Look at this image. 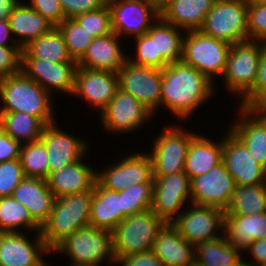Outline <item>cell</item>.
<instances>
[{
  "instance_id": "7c38bea8",
  "label": "cell",
  "mask_w": 266,
  "mask_h": 266,
  "mask_svg": "<svg viewBox=\"0 0 266 266\" xmlns=\"http://www.w3.org/2000/svg\"><path fill=\"white\" fill-rule=\"evenodd\" d=\"M190 182L184 171L165 177H154L151 209L159 218L166 223H172L183 207L185 208L186 202L192 203Z\"/></svg>"
},
{
  "instance_id": "44dd1931",
  "label": "cell",
  "mask_w": 266,
  "mask_h": 266,
  "mask_svg": "<svg viewBox=\"0 0 266 266\" xmlns=\"http://www.w3.org/2000/svg\"><path fill=\"white\" fill-rule=\"evenodd\" d=\"M77 62H48L41 59H22L21 70L41 85L49 94L52 89L73 94Z\"/></svg>"
},
{
  "instance_id": "cb8c5ba5",
  "label": "cell",
  "mask_w": 266,
  "mask_h": 266,
  "mask_svg": "<svg viewBox=\"0 0 266 266\" xmlns=\"http://www.w3.org/2000/svg\"><path fill=\"white\" fill-rule=\"evenodd\" d=\"M12 197L29 210L40 227L48 220L56 199L45 179L33 177H25L14 189Z\"/></svg>"
},
{
  "instance_id": "f35d334b",
  "label": "cell",
  "mask_w": 266,
  "mask_h": 266,
  "mask_svg": "<svg viewBox=\"0 0 266 266\" xmlns=\"http://www.w3.org/2000/svg\"><path fill=\"white\" fill-rule=\"evenodd\" d=\"M73 61L78 62L94 39L75 18H66L58 26Z\"/></svg>"
},
{
  "instance_id": "6f0895ef",
  "label": "cell",
  "mask_w": 266,
  "mask_h": 266,
  "mask_svg": "<svg viewBox=\"0 0 266 266\" xmlns=\"http://www.w3.org/2000/svg\"><path fill=\"white\" fill-rule=\"evenodd\" d=\"M236 266H250V265L243 260L239 264H237Z\"/></svg>"
},
{
  "instance_id": "f1b7e54d",
  "label": "cell",
  "mask_w": 266,
  "mask_h": 266,
  "mask_svg": "<svg viewBox=\"0 0 266 266\" xmlns=\"http://www.w3.org/2000/svg\"><path fill=\"white\" fill-rule=\"evenodd\" d=\"M216 0H174L160 16L183 31L200 30Z\"/></svg>"
},
{
  "instance_id": "f907efd6",
  "label": "cell",
  "mask_w": 266,
  "mask_h": 266,
  "mask_svg": "<svg viewBox=\"0 0 266 266\" xmlns=\"http://www.w3.org/2000/svg\"><path fill=\"white\" fill-rule=\"evenodd\" d=\"M21 144L0 128V163L20 159Z\"/></svg>"
},
{
  "instance_id": "8d00e7d4",
  "label": "cell",
  "mask_w": 266,
  "mask_h": 266,
  "mask_svg": "<svg viewBox=\"0 0 266 266\" xmlns=\"http://www.w3.org/2000/svg\"><path fill=\"white\" fill-rule=\"evenodd\" d=\"M27 227L40 233L41 227L32 219L29 210L12 196L0 198V233L20 232Z\"/></svg>"
},
{
  "instance_id": "2e32d148",
  "label": "cell",
  "mask_w": 266,
  "mask_h": 266,
  "mask_svg": "<svg viewBox=\"0 0 266 266\" xmlns=\"http://www.w3.org/2000/svg\"><path fill=\"white\" fill-rule=\"evenodd\" d=\"M101 124L110 132H133L146 125L152 113L132 94L118 88L113 99L100 113Z\"/></svg>"
},
{
  "instance_id": "ac0fdd59",
  "label": "cell",
  "mask_w": 266,
  "mask_h": 266,
  "mask_svg": "<svg viewBox=\"0 0 266 266\" xmlns=\"http://www.w3.org/2000/svg\"><path fill=\"white\" fill-rule=\"evenodd\" d=\"M118 88L117 73L77 66L72 95L81 96V99L99 108L100 113L113 99Z\"/></svg>"
},
{
  "instance_id": "60d3db41",
  "label": "cell",
  "mask_w": 266,
  "mask_h": 266,
  "mask_svg": "<svg viewBox=\"0 0 266 266\" xmlns=\"http://www.w3.org/2000/svg\"><path fill=\"white\" fill-rule=\"evenodd\" d=\"M75 19L93 38L113 33L111 11L108 4L97 10L77 15Z\"/></svg>"
},
{
  "instance_id": "7bdbcfd3",
  "label": "cell",
  "mask_w": 266,
  "mask_h": 266,
  "mask_svg": "<svg viewBox=\"0 0 266 266\" xmlns=\"http://www.w3.org/2000/svg\"><path fill=\"white\" fill-rule=\"evenodd\" d=\"M246 109H266V50L260 57L258 75L252 90L241 100L240 106Z\"/></svg>"
},
{
  "instance_id": "83f0119b",
  "label": "cell",
  "mask_w": 266,
  "mask_h": 266,
  "mask_svg": "<svg viewBox=\"0 0 266 266\" xmlns=\"http://www.w3.org/2000/svg\"><path fill=\"white\" fill-rule=\"evenodd\" d=\"M124 218L119 192L103 188L96 181L91 201L90 225L112 232Z\"/></svg>"
},
{
  "instance_id": "484cf974",
  "label": "cell",
  "mask_w": 266,
  "mask_h": 266,
  "mask_svg": "<svg viewBox=\"0 0 266 266\" xmlns=\"http://www.w3.org/2000/svg\"><path fill=\"white\" fill-rule=\"evenodd\" d=\"M46 181L49 189L57 198L91 191L96 182V171L80 159L60 170L51 172Z\"/></svg>"
},
{
  "instance_id": "9f6ffc18",
  "label": "cell",
  "mask_w": 266,
  "mask_h": 266,
  "mask_svg": "<svg viewBox=\"0 0 266 266\" xmlns=\"http://www.w3.org/2000/svg\"><path fill=\"white\" fill-rule=\"evenodd\" d=\"M248 2L266 3V0H247Z\"/></svg>"
},
{
  "instance_id": "816d5d0a",
  "label": "cell",
  "mask_w": 266,
  "mask_h": 266,
  "mask_svg": "<svg viewBox=\"0 0 266 266\" xmlns=\"http://www.w3.org/2000/svg\"><path fill=\"white\" fill-rule=\"evenodd\" d=\"M251 254L252 262L250 266H262L266 262V239L254 240L246 249ZM255 261V262H253Z\"/></svg>"
},
{
  "instance_id": "f5cc1de1",
  "label": "cell",
  "mask_w": 266,
  "mask_h": 266,
  "mask_svg": "<svg viewBox=\"0 0 266 266\" xmlns=\"http://www.w3.org/2000/svg\"><path fill=\"white\" fill-rule=\"evenodd\" d=\"M12 35L8 20H0V46H19ZM8 39L12 44L9 43Z\"/></svg>"
},
{
  "instance_id": "1f68e13d",
  "label": "cell",
  "mask_w": 266,
  "mask_h": 266,
  "mask_svg": "<svg viewBox=\"0 0 266 266\" xmlns=\"http://www.w3.org/2000/svg\"><path fill=\"white\" fill-rule=\"evenodd\" d=\"M194 252L195 266H236L243 260L242 251L230 243L225 235L197 244Z\"/></svg>"
},
{
  "instance_id": "d6a6232c",
  "label": "cell",
  "mask_w": 266,
  "mask_h": 266,
  "mask_svg": "<svg viewBox=\"0 0 266 266\" xmlns=\"http://www.w3.org/2000/svg\"><path fill=\"white\" fill-rule=\"evenodd\" d=\"M22 59H41L54 63L75 62L70 57L63 35L57 26L24 47Z\"/></svg>"
},
{
  "instance_id": "bcb514c9",
  "label": "cell",
  "mask_w": 266,
  "mask_h": 266,
  "mask_svg": "<svg viewBox=\"0 0 266 266\" xmlns=\"http://www.w3.org/2000/svg\"><path fill=\"white\" fill-rule=\"evenodd\" d=\"M22 48L20 46H0V78L21 71Z\"/></svg>"
},
{
  "instance_id": "3957f363",
  "label": "cell",
  "mask_w": 266,
  "mask_h": 266,
  "mask_svg": "<svg viewBox=\"0 0 266 266\" xmlns=\"http://www.w3.org/2000/svg\"><path fill=\"white\" fill-rule=\"evenodd\" d=\"M92 198L93 189L55 199L51 214L40 230L50 251L76 230L90 225Z\"/></svg>"
},
{
  "instance_id": "ab89813d",
  "label": "cell",
  "mask_w": 266,
  "mask_h": 266,
  "mask_svg": "<svg viewBox=\"0 0 266 266\" xmlns=\"http://www.w3.org/2000/svg\"><path fill=\"white\" fill-rule=\"evenodd\" d=\"M122 214L126 217L151 209L153 183H141L119 191Z\"/></svg>"
},
{
  "instance_id": "d6986e66",
  "label": "cell",
  "mask_w": 266,
  "mask_h": 266,
  "mask_svg": "<svg viewBox=\"0 0 266 266\" xmlns=\"http://www.w3.org/2000/svg\"><path fill=\"white\" fill-rule=\"evenodd\" d=\"M54 123L45 125L40 140L48 154L49 174L85 158L87 142L68 134Z\"/></svg>"
},
{
  "instance_id": "ba28073f",
  "label": "cell",
  "mask_w": 266,
  "mask_h": 266,
  "mask_svg": "<svg viewBox=\"0 0 266 266\" xmlns=\"http://www.w3.org/2000/svg\"><path fill=\"white\" fill-rule=\"evenodd\" d=\"M200 31L230 45L248 40L247 0H216Z\"/></svg>"
},
{
  "instance_id": "8fae6325",
  "label": "cell",
  "mask_w": 266,
  "mask_h": 266,
  "mask_svg": "<svg viewBox=\"0 0 266 266\" xmlns=\"http://www.w3.org/2000/svg\"><path fill=\"white\" fill-rule=\"evenodd\" d=\"M117 74L119 88L132 94L155 115L161 107L162 70L126 60Z\"/></svg>"
},
{
  "instance_id": "9c48e42d",
  "label": "cell",
  "mask_w": 266,
  "mask_h": 266,
  "mask_svg": "<svg viewBox=\"0 0 266 266\" xmlns=\"http://www.w3.org/2000/svg\"><path fill=\"white\" fill-rule=\"evenodd\" d=\"M197 134L182 128H165L155 139L151 153L153 177H165L184 171L190 141Z\"/></svg>"
},
{
  "instance_id": "e575fe53",
  "label": "cell",
  "mask_w": 266,
  "mask_h": 266,
  "mask_svg": "<svg viewBox=\"0 0 266 266\" xmlns=\"http://www.w3.org/2000/svg\"><path fill=\"white\" fill-rule=\"evenodd\" d=\"M45 124L24 112H0V128L21 145L40 140Z\"/></svg>"
},
{
  "instance_id": "6da1fadb",
  "label": "cell",
  "mask_w": 266,
  "mask_h": 266,
  "mask_svg": "<svg viewBox=\"0 0 266 266\" xmlns=\"http://www.w3.org/2000/svg\"><path fill=\"white\" fill-rule=\"evenodd\" d=\"M213 88L214 83L194 67L173 62L162 69L161 106L184 120L212 97Z\"/></svg>"
},
{
  "instance_id": "7dc6e473",
  "label": "cell",
  "mask_w": 266,
  "mask_h": 266,
  "mask_svg": "<svg viewBox=\"0 0 266 266\" xmlns=\"http://www.w3.org/2000/svg\"><path fill=\"white\" fill-rule=\"evenodd\" d=\"M27 3L34 11L46 18L54 26H58L66 19V15L59 0H29Z\"/></svg>"
},
{
  "instance_id": "db71d44e",
  "label": "cell",
  "mask_w": 266,
  "mask_h": 266,
  "mask_svg": "<svg viewBox=\"0 0 266 266\" xmlns=\"http://www.w3.org/2000/svg\"><path fill=\"white\" fill-rule=\"evenodd\" d=\"M20 0H0V20H8Z\"/></svg>"
},
{
  "instance_id": "e0dca14e",
  "label": "cell",
  "mask_w": 266,
  "mask_h": 266,
  "mask_svg": "<svg viewBox=\"0 0 266 266\" xmlns=\"http://www.w3.org/2000/svg\"><path fill=\"white\" fill-rule=\"evenodd\" d=\"M223 138L222 161L236 186L266 184V169L229 130Z\"/></svg>"
},
{
  "instance_id": "4fadbf2b",
  "label": "cell",
  "mask_w": 266,
  "mask_h": 266,
  "mask_svg": "<svg viewBox=\"0 0 266 266\" xmlns=\"http://www.w3.org/2000/svg\"><path fill=\"white\" fill-rule=\"evenodd\" d=\"M107 4L111 11L112 31L120 38L146 34L152 22L160 16L150 0H108Z\"/></svg>"
},
{
  "instance_id": "ee69618b",
  "label": "cell",
  "mask_w": 266,
  "mask_h": 266,
  "mask_svg": "<svg viewBox=\"0 0 266 266\" xmlns=\"http://www.w3.org/2000/svg\"><path fill=\"white\" fill-rule=\"evenodd\" d=\"M25 178L20 159L0 163V198L12 196L14 189Z\"/></svg>"
},
{
  "instance_id": "11a10c76",
  "label": "cell",
  "mask_w": 266,
  "mask_h": 266,
  "mask_svg": "<svg viewBox=\"0 0 266 266\" xmlns=\"http://www.w3.org/2000/svg\"><path fill=\"white\" fill-rule=\"evenodd\" d=\"M156 10L161 13L174 0H150Z\"/></svg>"
},
{
  "instance_id": "b9f144b4",
  "label": "cell",
  "mask_w": 266,
  "mask_h": 266,
  "mask_svg": "<svg viewBox=\"0 0 266 266\" xmlns=\"http://www.w3.org/2000/svg\"><path fill=\"white\" fill-rule=\"evenodd\" d=\"M135 39L136 58H127L132 64L138 66L153 67L162 70L168 63L161 57L156 56L155 38L147 34L133 37Z\"/></svg>"
},
{
  "instance_id": "30bf717a",
  "label": "cell",
  "mask_w": 266,
  "mask_h": 266,
  "mask_svg": "<svg viewBox=\"0 0 266 266\" xmlns=\"http://www.w3.org/2000/svg\"><path fill=\"white\" fill-rule=\"evenodd\" d=\"M189 205L171 223L189 244L195 247L201 242L220 238L217 230L224 234V211L206 205Z\"/></svg>"
},
{
  "instance_id": "680465c9",
  "label": "cell",
  "mask_w": 266,
  "mask_h": 266,
  "mask_svg": "<svg viewBox=\"0 0 266 266\" xmlns=\"http://www.w3.org/2000/svg\"><path fill=\"white\" fill-rule=\"evenodd\" d=\"M71 266H100V264H95V265H74L72 264Z\"/></svg>"
},
{
  "instance_id": "d4e9b609",
  "label": "cell",
  "mask_w": 266,
  "mask_h": 266,
  "mask_svg": "<svg viewBox=\"0 0 266 266\" xmlns=\"http://www.w3.org/2000/svg\"><path fill=\"white\" fill-rule=\"evenodd\" d=\"M152 251L163 266H195L194 246L171 223H166L158 232Z\"/></svg>"
},
{
  "instance_id": "836d02e7",
  "label": "cell",
  "mask_w": 266,
  "mask_h": 266,
  "mask_svg": "<svg viewBox=\"0 0 266 266\" xmlns=\"http://www.w3.org/2000/svg\"><path fill=\"white\" fill-rule=\"evenodd\" d=\"M182 33H184L182 29L159 16L146 34L150 38H155L156 56H161L168 64H171L182 59L184 38Z\"/></svg>"
},
{
  "instance_id": "f6af8a7d",
  "label": "cell",
  "mask_w": 266,
  "mask_h": 266,
  "mask_svg": "<svg viewBox=\"0 0 266 266\" xmlns=\"http://www.w3.org/2000/svg\"><path fill=\"white\" fill-rule=\"evenodd\" d=\"M248 40L266 39V3L247 1Z\"/></svg>"
},
{
  "instance_id": "d590c367",
  "label": "cell",
  "mask_w": 266,
  "mask_h": 266,
  "mask_svg": "<svg viewBox=\"0 0 266 266\" xmlns=\"http://www.w3.org/2000/svg\"><path fill=\"white\" fill-rule=\"evenodd\" d=\"M266 212V184L236 186L225 214L249 216Z\"/></svg>"
},
{
  "instance_id": "74e56055",
  "label": "cell",
  "mask_w": 266,
  "mask_h": 266,
  "mask_svg": "<svg viewBox=\"0 0 266 266\" xmlns=\"http://www.w3.org/2000/svg\"><path fill=\"white\" fill-rule=\"evenodd\" d=\"M20 162L25 177L48 178V154L41 140L21 145Z\"/></svg>"
},
{
  "instance_id": "5bb4252c",
  "label": "cell",
  "mask_w": 266,
  "mask_h": 266,
  "mask_svg": "<svg viewBox=\"0 0 266 266\" xmlns=\"http://www.w3.org/2000/svg\"><path fill=\"white\" fill-rule=\"evenodd\" d=\"M96 181L103 188L118 192L133 185L154 183L151 156L148 153L127 155L110 168L96 170Z\"/></svg>"
},
{
  "instance_id": "9a60e30c",
  "label": "cell",
  "mask_w": 266,
  "mask_h": 266,
  "mask_svg": "<svg viewBox=\"0 0 266 266\" xmlns=\"http://www.w3.org/2000/svg\"><path fill=\"white\" fill-rule=\"evenodd\" d=\"M191 201L226 211L236 184L222 161L207 173L191 179Z\"/></svg>"
},
{
  "instance_id": "7a4b0ae2",
  "label": "cell",
  "mask_w": 266,
  "mask_h": 266,
  "mask_svg": "<svg viewBox=\"0 0 266 266\" xmlns=\"http://www.w3.org/2000/svg\"><path fill=\"white\" fill-rule=\"evenodd\" d=\"M51 97L22 70L0 78V99L3 101L0 112H24L39 118L45 125L51 124L56 122Z\"/></svg>"
},
{
  "instance_id": "603a6c76",
  "label": "cell",
  "mask_w": 266,
  "mask_h": 266,
  "mask_svg": "<svg viewBox=\"0 0 266 266\" xmlns=\"http://www.w3.org/2000/svg\"><path fill=\"white\" fill-rule=\"evenodd\" d=\"M119 40L120 37L114 32L95 37L77 66L118 73L129 57L123 53Z\"/></svg>"
},
{
  "instance_id": "4316f807",
  "label": "cell",
  "mask_w": 266,
  "mask_h": 266,
  "mask_svg": "<svg viewBox=\"0 0 266 266\" xmlns=\"http://www.w3.org/2000/svg\"><path fill=\"white\" fill-rule=\"evenodd\" d=\"M237 249H245L257 239H266V212L243 216L224 215V234Z\"/></svg>"
},
{
  "instance_id": "ffe728a7",
  "label": "cell",
  "mask_w": 266,
  "mask_h": 266,
  "mask_svg": "<svg viewBox=\"0 0 266 266\" xmlns=\"http://www.w3.org/2000/svg\"><path fill=\"white\" fill-rule=\"evenodd\" d=\"M30 241L21 232L0 233V266H46L42 255L51 251L41 234Z\"/></svg>"
},
{
  "instance_id": "8992f818",
  "label": "cell",
  "mask_w": 266,
  "mask_h": 266,
  "mask_svg": "<svg viewBox=\"0 0 266 266\" xmlns=\"http://www.w3.org/2000/svg\"><path fill=\"white\" fill-rule=\"evenodd\" d=\"M181 61L206 76L212 83L222 76L231 45L200 30L185 32Z\"/></svg>"
},
{
  "instance_id": "f546056e",
  "label": "cell",
  "mask_w": 266,
  "mask_h": 266,
  "mask_svg": "<svg viewBox=\"0 0 266 266\" xmlns=\"http://www.w3.org/2000/svg\"><path fill=\"white\" fill-rule=\"evenodd\" d=\"M223 138L221 141L209 140L197 134L187 150L184 172L190 180L203 175L222 162Z\"/></svg>"
},
{
  "instance_id": "52a82bcc",
  "label": "cell",
  "mask_w": 266,
  "mask_h": 266,
  "mask_svg": "<svg viewBox=\"0 0 266 266\" xmlns=\"http://www.w3.org/2000/svg\"><path fill=\"white\" fill-rule=\"evenodd\" d=\"M263 49V43L255 40L242 41L230 47L223 82L229 92L240 94L241 100L255 85Z\"/></svg>"
},
{
  "instance_id": "277c9868",
  "label": "cell",
  "mask_w": 266,
  "mask_h": 266,
  "mask_svg": "<svg viewBox=\"0 0 266 266\" xmlns=\"http://www.w3.org/2000/svg\"><path fill=\"white\" fill-rule=\"evenodd\" d=\"M165 224L152 209L126 216L112 231L116 260L152 250L154 240Z\"/></svg>"
},
{
  "instance_id": "7402d4cb",
  "label": "cell",
  "mask_w": 266,
  "mask_h": 266,
  "mask_svg": "<svg viewBox=\"0 0 266 266\" xmlns=\"http://www.w3.org/2000/svg\"><path fill=\"white\" fill-rule=\"evenodd\" d=\"M241 117L228 129L266 169V109L239 108Z\"/></svg>"
},
{
  "instance_id": "c3c4849f",
  "label": "cell",
  "mask_w": 266,
  "mask_h": 266,
  "mask_svg": "<svg viewBox=\"0 0 266 266\" xmlns=\"http://www.w3.org/2000/svg\"><path fill=\"white\" fill-rule=\"evenodd\" d=\"M66 18H75L77 15L104 7L108 0H59Z\"/></svg>"
},
{
  "instance_id": "4dcf8cb0",
  "label": "cell",
  "mask_w": 266,
  "mask_h": 266,
  "mask_svg": "<svg viewBox=\"0 0 266 266\" xmlns=\"http://www.w3.org/2000/svg\"><path fill=\"white\" fill-rule=\"evenodd\" d=\"M8 22L13 36L17 38V44L22 49L54 27L51 22L22 1L14 8Z\"/></svg>"
},
{
  "instance_id": "5b68a950",
  "label": "cell",
  "mask_w": 266,
  "mask_h": 266,
  "mask_svg": "<svg viewBox=\"0 0 266 266\" xmlns=\"http://www.w3.org/2000/svg\"><path fill=\"white\" fill-rule=\"evenodd\" d=\"M51 252L67 254L74 265H95L104 259L112 265L116 260L112 232L91 225L67 236Z\"/></svg>"
},
{
  "instance_id": "681fc988",
  "label": "cell",
  "mask_w": 266,
  "mask_h": 266,
  "mask_svg": "<svg viewBox=\"0 0 266 266\" xmlns=\"http://www.w3.org/2000/svg\"><path fill=\"white\" fill-rule=\"evenodd\" d=\"M115 263L121 266H163L160 258L152 250L128 255L119 260H115Z\"/></svg>"
}]
</instances>
